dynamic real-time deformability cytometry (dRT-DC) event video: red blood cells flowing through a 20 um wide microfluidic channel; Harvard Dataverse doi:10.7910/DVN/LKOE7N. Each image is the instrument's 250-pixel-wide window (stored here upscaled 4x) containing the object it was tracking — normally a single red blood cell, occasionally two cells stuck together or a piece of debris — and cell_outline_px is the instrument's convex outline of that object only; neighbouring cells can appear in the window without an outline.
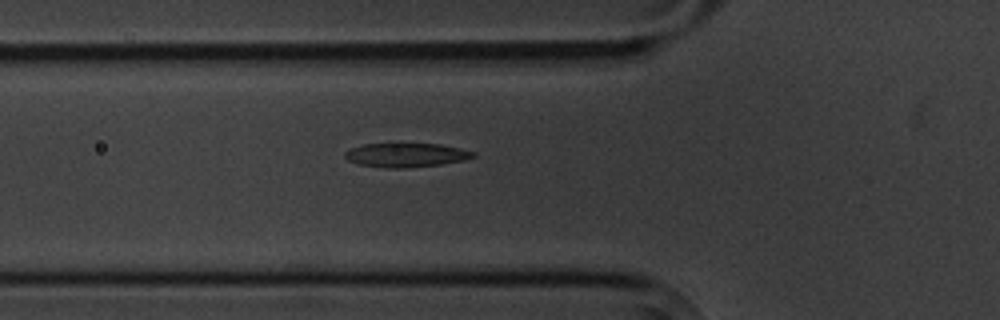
{"species": "common noctule bat (a hibernating species)", "species_latin": "Nyctalus noctula", "temperature_condition": "cold", "stored_images_in_passage": 6, "camera_frame_rate_fps": 3000, "um_per_image_px": 0.085, "animal": {"sex": "male", "body_mass_g": 20.1, "forearm_length_mm": 53.5}, "frame": {"image": 1, "passage_image": 6, "time_ms": 6.0, "image_size_px": [1000, 320], "cell_outline_px": [[476, 156], [464, 160], [440, 164], [408, 168], [388, 168], [360, 164], [348, 160], [344, 156], [344, 152], [348, 148], [364, 144], [392, 140], [400, 140], [440, 144], [460, 148], [476, 152]], "centroid_in_image_um": [34.48, 13.11], "position_along_channel_um": 91.3, "area_um2": 19.13}}